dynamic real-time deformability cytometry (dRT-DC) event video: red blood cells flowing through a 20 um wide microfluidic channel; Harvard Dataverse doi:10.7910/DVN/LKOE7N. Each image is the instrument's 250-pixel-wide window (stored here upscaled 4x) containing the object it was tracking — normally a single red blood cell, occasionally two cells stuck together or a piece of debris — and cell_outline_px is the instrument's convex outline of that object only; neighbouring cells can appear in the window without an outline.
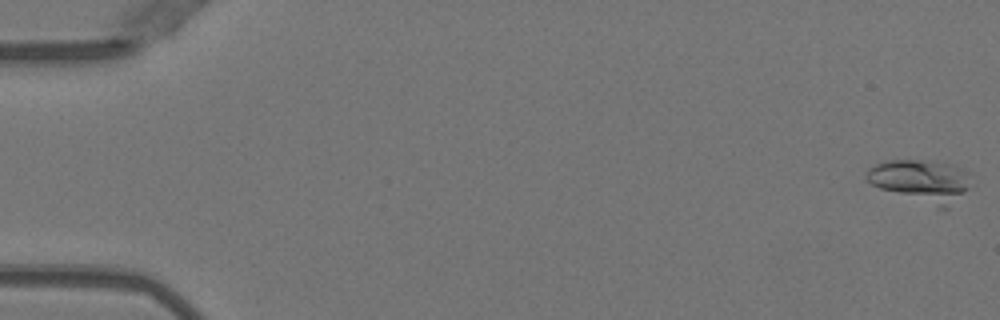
{"species": "Egyptian fruit bat (a non-hibernating species)", "species_latin": "Rousettus aegyptiacus", "temperature_condition": "warm", "stored_images_in_passage": 9, "camera_frame_rate_fps": 3000, "um_per_image_px": 0.085, "animal": {"sex": "female"}, "frame": {"image": 1, "passage_image": 1, "time_ms": 0.0, "image_size_px": [1000, 320], "cell_outline_px": [[972, 172], [968, 188], [948, 208], [940, 208], [880, 188], [872, 184], [864, 176], [868, 168], [876, 164], [888, 160], [920, 160], [948, 164]], "centroid_in_image_um": [78.3, 15.35], "position_along_channel_um": 6.7, "area_um2": 25.32}}